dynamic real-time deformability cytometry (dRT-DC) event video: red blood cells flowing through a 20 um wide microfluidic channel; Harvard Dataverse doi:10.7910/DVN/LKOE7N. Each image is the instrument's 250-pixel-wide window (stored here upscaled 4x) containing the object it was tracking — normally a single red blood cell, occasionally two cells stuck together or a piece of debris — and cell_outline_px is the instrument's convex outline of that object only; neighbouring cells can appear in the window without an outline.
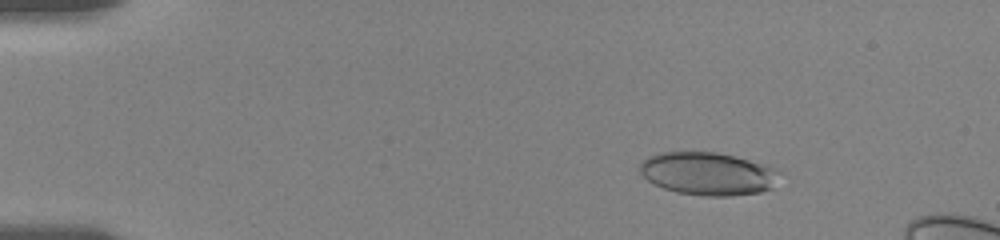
{"species": "human", "species_latin": "Homo sapiens", "temperature_condition": "room temperature", "stored_images_in_passage": 55, "camera_frame_rate_fps": 3000, "um_per_image_px": 0.085, "donor": {"sex": "female"}, "frame": {"image": 1, "passage_image": 8, "time_ms": 2.333, "image_size_px": [1000, 240], "cell_outline_px": [[780, 172], [772, 188], [760, 192], [728, 196], [704, 196], [676, 192], [664, 188], [648, 180], [640, 172], [640, 164], [648, 156], [660, 152], [716, 152], [736, 156], [776, 168]], "centroid_in_image_um": [60.18, 14.76], "position_along_channel_um": 24.8, "area_um2": 34.8}}
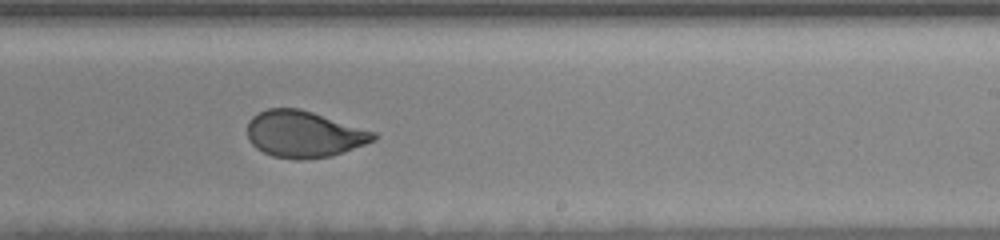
{"frame": {"image": 2, "passage_image": 35, "time_ms": 11.333, "image_size_px": [1000, 240], "cell_outline_px": [[380, 136], [376, 140], [332, 156], [300, 160], [296, 160], [272, 156], [256, 148], [248, 140], [248, 120], [252, 116], [268, 108], [300, 108], [376, 132]], "centroid_in_image_um": [25.84, 11.41], "position_along_channel_um": 263.2, "area_um2": 34.39}}
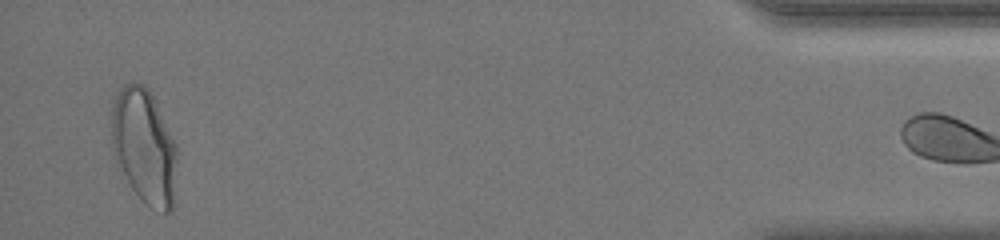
{"frame": {"image": 3, "passage_image": 54, "time_ms": 17.667, "image_size_px": [1000, 240], "cell_outline_px": [[176, 164], [172, 212], [164, 212], [148, 204], [132, 188], [112, 152], [112, 108], [120, 88], [124, 84], [132, 80], [144, 84], [148, 88], [176, 144]], "centroid_in_image_um": [12.25, 12.38], "position_along_channel_um": 423.0, "area_um2": 43.0}}